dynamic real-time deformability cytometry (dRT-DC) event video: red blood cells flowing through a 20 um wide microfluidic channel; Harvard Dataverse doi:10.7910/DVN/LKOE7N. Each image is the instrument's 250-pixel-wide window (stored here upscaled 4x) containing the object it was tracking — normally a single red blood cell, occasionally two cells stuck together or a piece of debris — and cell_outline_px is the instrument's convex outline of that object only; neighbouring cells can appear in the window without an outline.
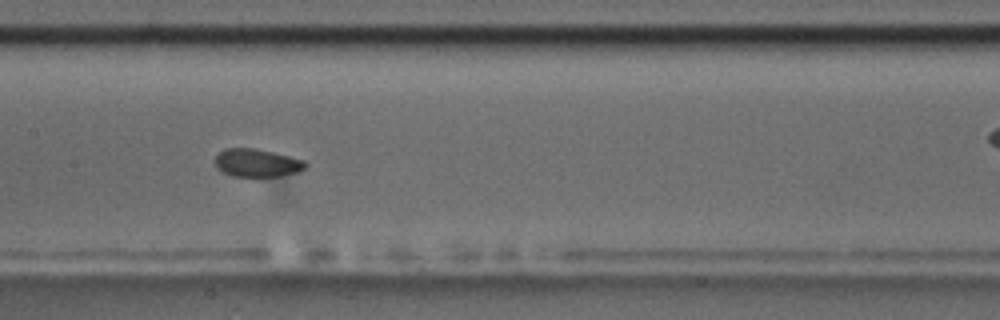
{"species": "common noctule bat (a hibernating species)", "species_latin": "Nyctalus noctula", "temperature_condition": "room temperature", "stored_images_in_passage": 15, "camera_frame_rate_fps": 3000, "um_per_image_px": 0.085, "animal": {"sex": "male", "body_mass_g": 17.5, "forearm_length_mm": 52.3}, "frame": {"image": 1, "passage_image": 7, "time_ms": 2.0, "image_size_px": [1000, 320], "cell_outline_px": [[308, 164], [304, 168], [296, 172], [280, 176], [232, 176], [216, 168], [216, 156], [224, 148], [256, 148], [304, 160]], "centroid_in_image_um": [21.83, 13.84], "position_along_channel_um": 185.6, "area_um2": 14.57}}
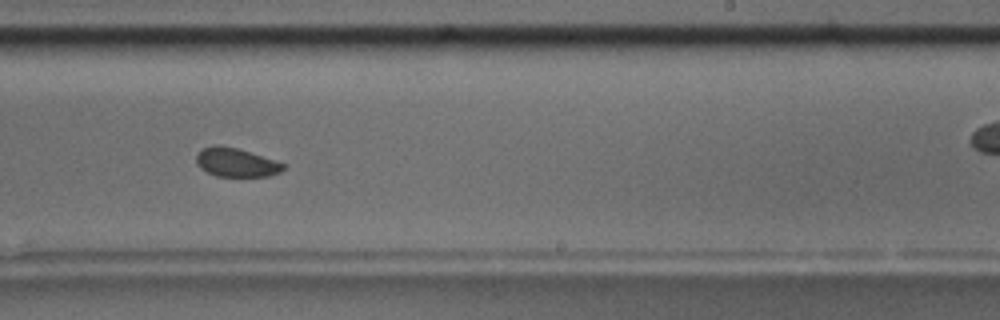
{"frame": {"image": 2, "passage_image": 9, "time_ms": 2.667, "image_size_px": [1000, 320], "cell_outline_px": [[288, 164], [280, 172], [268, 176], [216, 176], [200, 168], [196, 164], [196, 152], [212, 144], [216, 144], [236, 148]], "centroid_in_image_um": [20.05, 13.8], "position_along_channel_um": 269.0, "area_um2": 14.62}}